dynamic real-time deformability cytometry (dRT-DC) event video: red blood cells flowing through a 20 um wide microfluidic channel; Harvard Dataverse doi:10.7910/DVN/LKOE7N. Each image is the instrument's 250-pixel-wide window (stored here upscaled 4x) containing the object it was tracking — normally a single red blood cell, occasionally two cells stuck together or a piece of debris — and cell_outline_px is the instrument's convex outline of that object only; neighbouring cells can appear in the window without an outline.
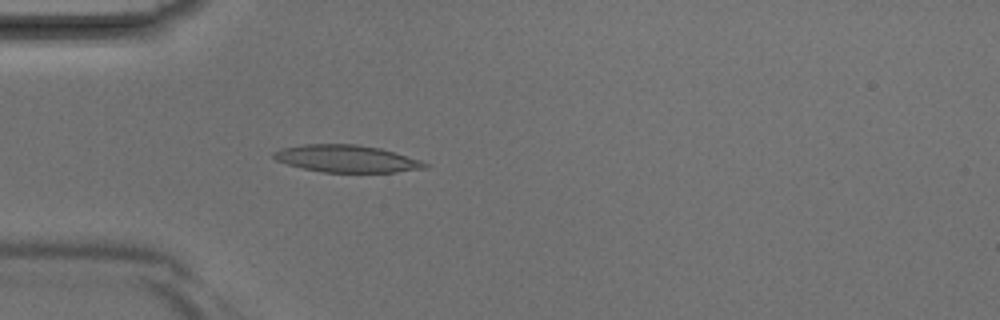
{"species": "Egyptian fruit bat (a non-hibernating species)", "species_latin": "Rousettus aegyptiacus", "temperature_condition": "room temperature", "stored_images_in_passage": 41, "camera_frame_rate_fps": 3000, "um_per_image_px": 0.085, "animal": {"sex": "male"}, "frame": {"image": 1, "passage_image": 12, "time_ms": 3.667, "image_size_px": [1000, 320], "cell_outline_px": [[428, 168], [396, 172], [324, 172], [304, 168], [288, 164], [276, 160], [272, 156], [272, 152], [284, 148], [304, 144], [356, 144], [380, 148], [420, 160], [428, 164]], "centroid_in_image_um": [29.47, 13.49], "position_along_channel_um": 55.5, "area_um2": 23.76}}
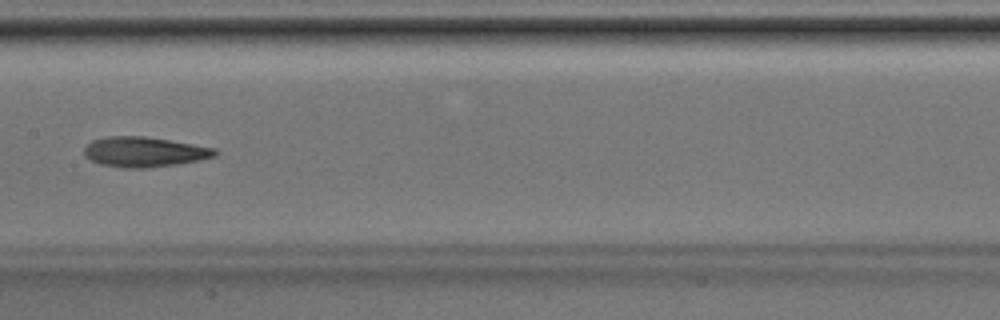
{"frame": {"image": 2, "passage_image": 21, "time_ms": 6.667, "image_size_px": [1000, 320], "cell_outline_px": [[220, 152], [216, 156], [200, 160], [176, 164], [148, 168], [124, 168], [100, 164], [84, 156], [84, 148], [92, 140], [108, 136], [144, 136], [216, 148]], "centroid_in_image_um": [12.28, 12.91], "position_along_channel_um": 195.1, "area_um2": 22.95}}
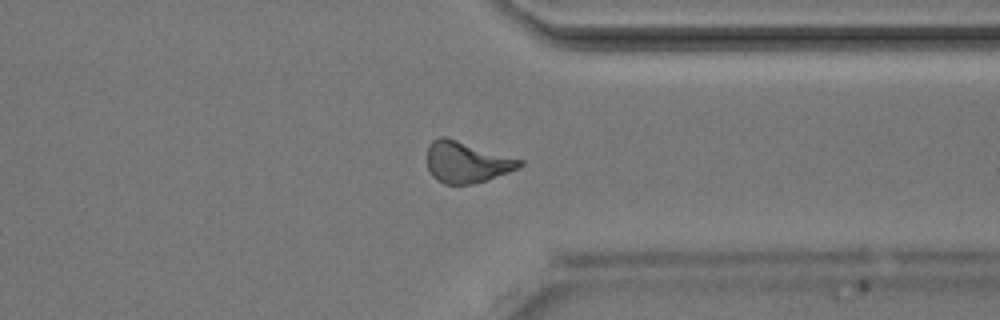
{"frame": {"image": 3, "passage_image": 32, "time_ms": 10.333, "image_size_px": [1000, 320], "cell_outline_px": [[524, 164], [520, 168], [472, 184], [444, 184], [436, 180], [432, 176], [428, 168], [428, 144], [432, 140], [440, 136], [444, 136], [524, 160]], "centroid_in_image_um": [39.66, 13.77], "position_along_channel_um": 371.7, "area_um2": 22.14}}